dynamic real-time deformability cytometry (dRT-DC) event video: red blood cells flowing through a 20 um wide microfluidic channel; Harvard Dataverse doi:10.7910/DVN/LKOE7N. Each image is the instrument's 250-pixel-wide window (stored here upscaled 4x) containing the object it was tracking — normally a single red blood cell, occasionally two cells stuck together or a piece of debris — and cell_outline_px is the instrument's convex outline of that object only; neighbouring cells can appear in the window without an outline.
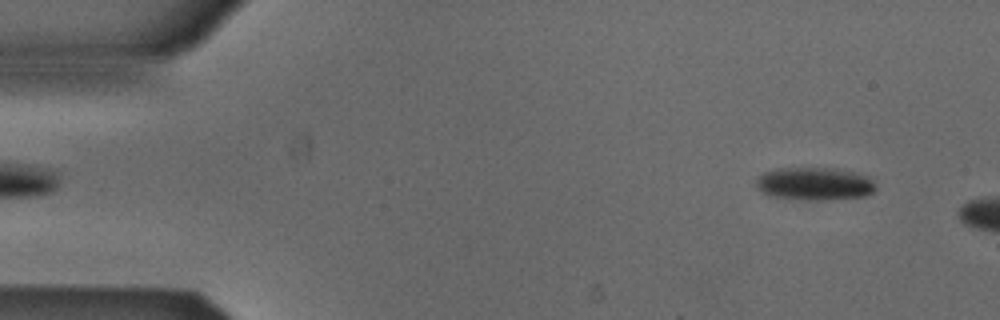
{"species": "Egyptian fruit bat (a non-hibernating species)", "species_latin": "Rousettus aegyptiacus", "temperature_condition": "cold", "stored_images_in_passage": 10, "camera_frame_rate_fps": 3000, "um_per_image_px": 0.085, "animal": {"sex": "male"}, "frame": {"image": 1, "passage_image": 4, "time_ms": 1.0, "image_size_px": [1000, 320], "cell_outline_px": [[876, 188], [872, 192], [864, 196], [816, 200], [776, 196], [760, 192], [756, 188], [756, 180], [764, 172], [776, 168], [836, 168], [856, 172], [872, 176], [876, 184]], "centroid_in_image_um": [69.28, 15.59], "position_along_channel_um": 15.7, "area_um2": 22.89}}